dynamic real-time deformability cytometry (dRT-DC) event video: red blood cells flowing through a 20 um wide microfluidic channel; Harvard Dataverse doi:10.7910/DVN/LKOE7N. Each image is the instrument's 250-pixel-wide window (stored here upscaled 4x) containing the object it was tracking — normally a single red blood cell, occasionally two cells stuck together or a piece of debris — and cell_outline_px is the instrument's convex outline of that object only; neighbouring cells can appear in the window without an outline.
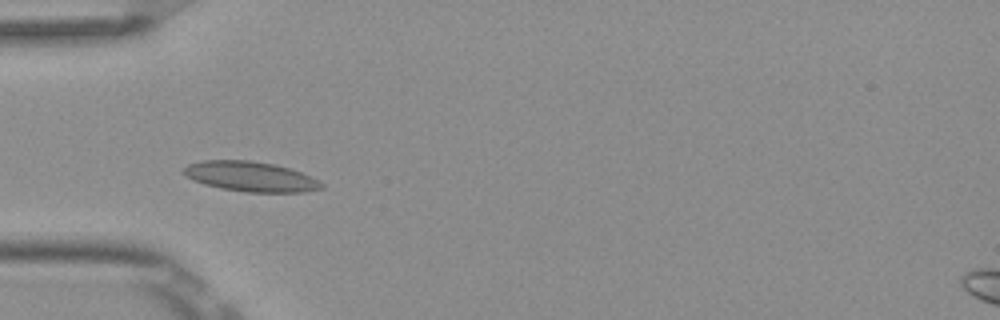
{"species": "Egyptian fruit bat (a non-hibernating species)", "species_latin": "Rousettus aegyptiacus", "temperature_condition": "room temperature", "stored_images_in_passage": 4, "camera_frame_rate_fps": 3000, "um_per_image_px": 0.085, "frame": {"image": 1, "passage_image": 3, "time_ms": 0.667, "image_size_px": [1000, 320], "cell_outline_px": [[324, 188], [304, 192], [244, 192], [220, 188], [204, 184], [192, 180], [180, 172], [188, 164], [204, 160], [252, 160], [272, 164], [288, 168], [300, 172], [320, 180], [324, 184]], "centroid_in_image_um": [21.28, 15.01], "position_along_channel_um": 63.7, "area_um2": 24.22}}
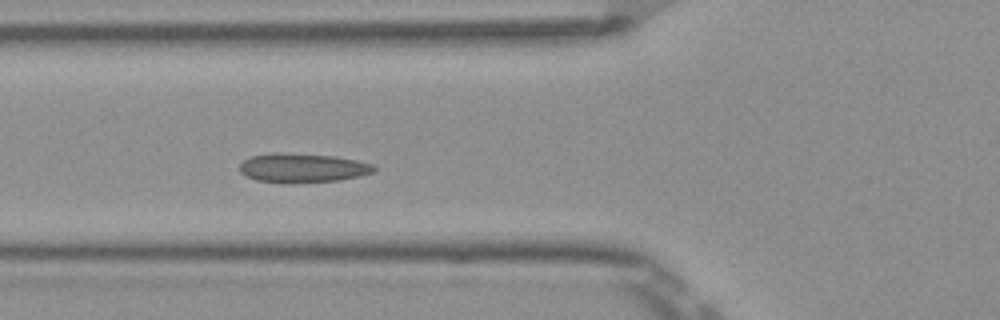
{"frame": {"image": 2, "passage_image": 4, "time_ms": 1.0, "image_size_px": [1000, 320], "cell_outline_px": [[376, 168], [372, 172], [360, 176], [340, 180], [256, 180], [240, 172], [240, 164], [244, 160], [252, 156], [272, 152], [332, 156], [356, 160], [372, 164]], "centroid_in_image_um": [25.73, 14.22], "position_along_channel_um": 100.1, "area_um2": 21.56}}